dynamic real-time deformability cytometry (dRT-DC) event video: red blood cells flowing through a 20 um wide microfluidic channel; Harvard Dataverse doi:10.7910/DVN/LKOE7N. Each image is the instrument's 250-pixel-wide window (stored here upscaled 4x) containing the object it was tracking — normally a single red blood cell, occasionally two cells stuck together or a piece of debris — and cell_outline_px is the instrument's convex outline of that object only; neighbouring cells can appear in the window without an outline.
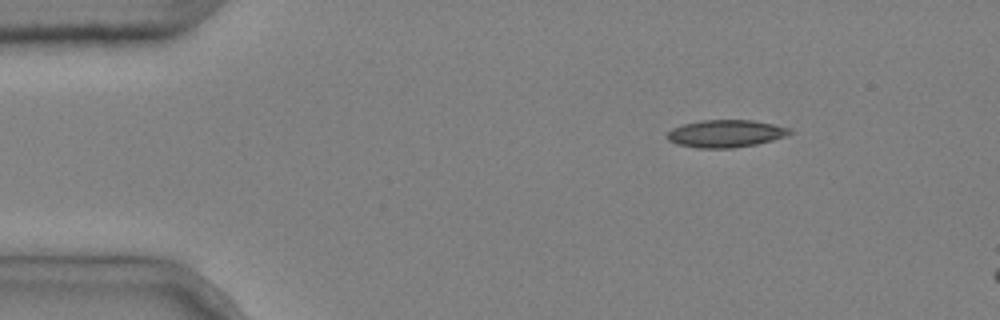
{"species": "common noctule bat (a hibernating species)", "species_latin": "Nyctalus noctula", "temperature_condition": "cold", "stored_images_in_passage": 3, "camera_frame_rate_fps": 3000, "um_per_image_px": 0.085, "animal": {"sex": "male", "body_mass_g": 20.4}, "frame": {"image": 1, "passage_image": 1, "time_ms": 0.0, "image_size_px": [1000, 320], "cell_outline_px": [[796, 132], [788, 136], [756, 144], [732, 148], [696, 148], [676, 144], [668, 140], [664, 136], [672, 128], [684, 124], [700, 120], [752, 120], [792, 128]], "centroid_in_image_um": [61.7, 11.35], "position_along_channel_um": 23.3, "area_um2": 19.88}}